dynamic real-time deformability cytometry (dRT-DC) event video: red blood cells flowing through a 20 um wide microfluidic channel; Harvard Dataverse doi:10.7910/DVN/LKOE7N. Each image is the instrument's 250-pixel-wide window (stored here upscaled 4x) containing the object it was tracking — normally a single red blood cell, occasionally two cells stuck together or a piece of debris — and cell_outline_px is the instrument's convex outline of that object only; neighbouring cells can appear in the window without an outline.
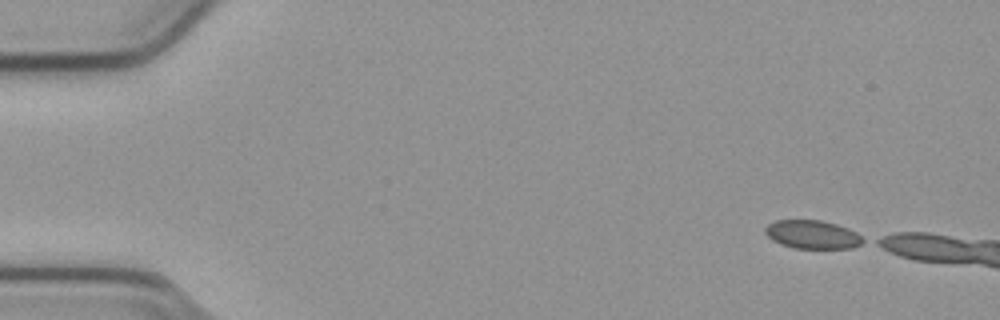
{"species": "common noctule bat (a hibernating species)", "species_latin": "Nyctalus noctula", "temperature_condition": "cold", "stored_images_in_passage": 5, "camera_frame_rate_fps": 3000, "um_per_image_px": 0.085, "animal": {"sex": "male", "body_mass_g": 23.1, "forearm_length_mm": 52.7}, "frame": {"image": 1, "passage_image": 1, "time_ms": 0.0, "image_size_px": [1000, 320], "cell_outline_px": [[868, 240], [852, 248], [796, 248], [780, 244], [772, 240], [764, 232], [764, 228], [768, 224], [776, 220], [820, 220], [836, 224], [848, 228], [856, 232]], "centroid_in_image_um": [69.07, 19.93], "position_along_channel_um": 15.9, "area_um2": 16.3}}